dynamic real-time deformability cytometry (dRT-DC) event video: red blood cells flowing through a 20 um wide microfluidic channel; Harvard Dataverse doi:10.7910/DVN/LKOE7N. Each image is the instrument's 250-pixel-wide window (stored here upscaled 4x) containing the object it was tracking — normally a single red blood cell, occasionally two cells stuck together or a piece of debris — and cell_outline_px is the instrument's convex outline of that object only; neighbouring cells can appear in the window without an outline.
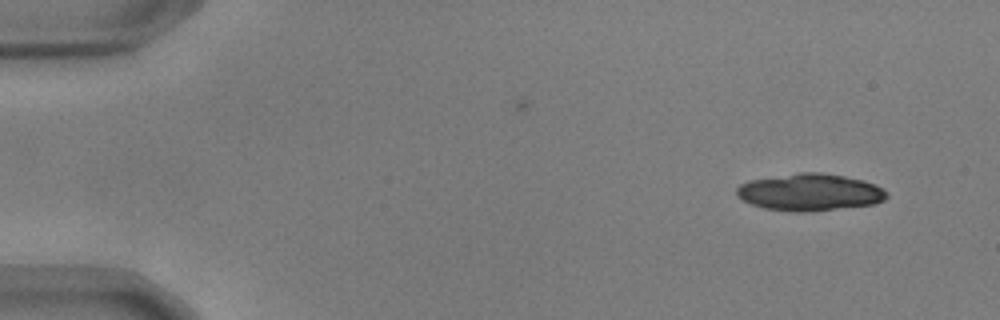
{"species": "common noctule bat (a hibernating species)", "species_latin": "Nyctalus noctula", "temperature_condition": "warm", "stored_images_in_passage": 13, "camera_frame_rate_fps": 3000, "um_per_image_px": 0.085, "animal": {"sex": "male", "body_mass_g": 17.9, "forearm_length_mm": 54.2}, "frame": {"image": 1, "passage_image": 1, "time_ms": 0.0, "image_size_px": [1000, 320], "cell_outline_px": [[888, 196], [884, 200], [876, 204], [812, 212], [796, 212], [764, 208], [752, 204], [736, 196], [736, 188], [740, 184], [748, 180], [800, 172], [820, 172], [844, 176], [876, 184], [888, 192]], "centroid_in_image_um": [68.84, 16.34], "position_along_channel_um": 16.2, "area_um2": 32.66}}